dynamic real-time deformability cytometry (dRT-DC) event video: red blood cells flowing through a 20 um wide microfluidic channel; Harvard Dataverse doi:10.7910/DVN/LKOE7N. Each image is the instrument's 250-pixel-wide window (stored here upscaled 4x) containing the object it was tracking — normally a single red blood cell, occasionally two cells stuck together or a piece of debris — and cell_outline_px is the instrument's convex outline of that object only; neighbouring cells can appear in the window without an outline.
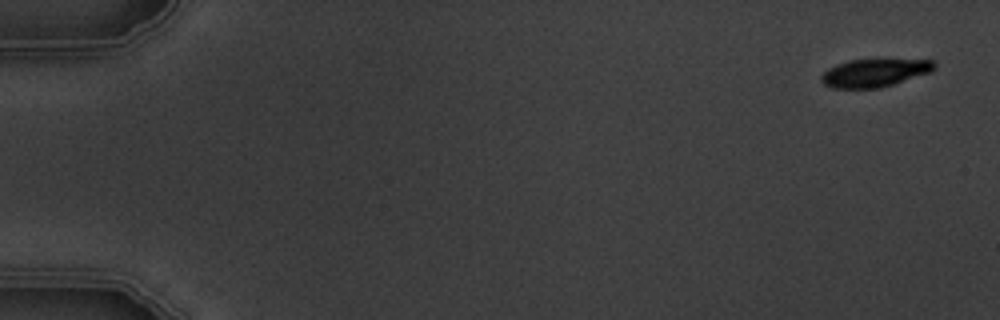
{"species": "common noctule bat (a hibernating species)", "species_latin": "Nyctalus noctula", "temperature_condition": "warm", "stored_images_in_passage": 6, "camera_frame_rate_fps": 3000, "um_per_image_px": 0.085, "animal": {"sex": "male", "body_mass_g": 19.5, "forearm_length_mm": 54.6}, "frame": {"image": 1, "passage_image": 1, "time_ms": 0.0, "image_size_px": [1000, 320], "cell_outline_px": [[936, 68], [932, 72], [880, 88], [832, 88], [824, 84], [820, 80], [820, 76], [828, 68], [836, 64], [848, 60], [880, 56], [936, 60]], "centroid_in_image_um": [74.41, 6.12], "position_along_channel_um": 10.6, "area_um2": 19.71}}
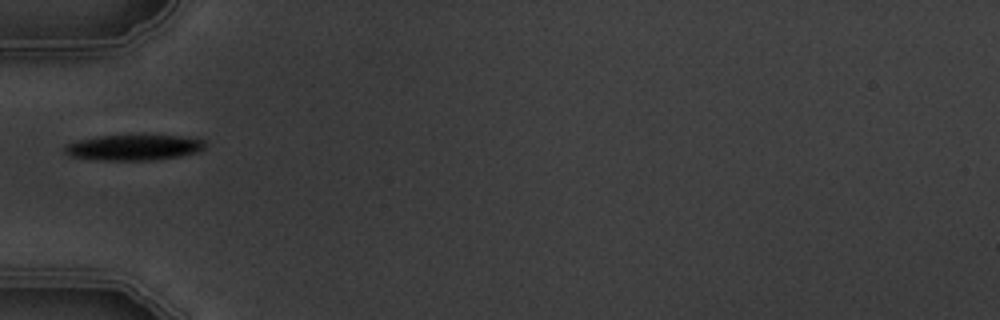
{"frame": {"image": 2, "passage_image": 5, "time_ms": 5.667, "image_size_px": [1000, 320], "cell_outline_px": [[208, 144], [200, 152], [180, 156], [156, 160], [104, 160], [72, 156], [64, 152], [64, 148], [68, 144], [80, 140], [96, 136], [180, 136], [204, 140]], "centroid_in_image_um": [11.45, 12.54], "position_along_channel_um": 73.6, "area_um2": 20.69}}